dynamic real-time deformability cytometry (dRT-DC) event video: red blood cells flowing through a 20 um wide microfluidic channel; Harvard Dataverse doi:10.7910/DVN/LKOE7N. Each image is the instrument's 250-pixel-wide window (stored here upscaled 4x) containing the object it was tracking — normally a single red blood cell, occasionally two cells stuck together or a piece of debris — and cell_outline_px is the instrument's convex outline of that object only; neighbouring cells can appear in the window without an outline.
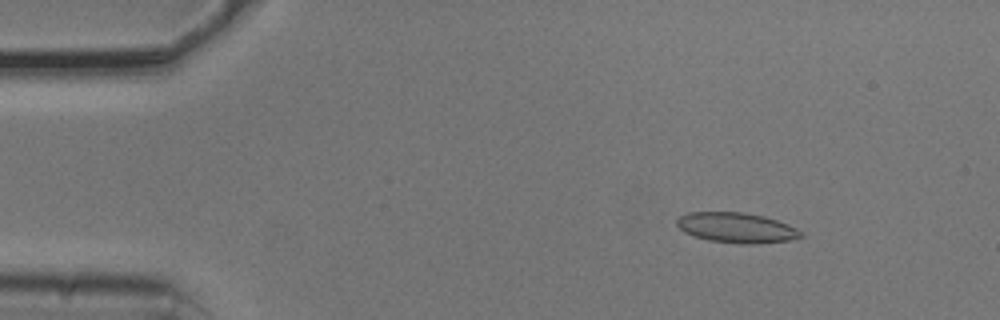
{"species": "common noctule bat (a hibernating species)", "species_latin": "Nyctalus noctula", "temperature_condition": "cold", "stored_images_in_passage": 52, "camera_frame_rate_fps": 3000, "um_per_image_px": 0.085, "animal": {"sex": "male", "body_mass_g": 20.5, "forearm_length_mm": 52.5}, "frame": {"image": 1, "passage_image": 6, "time_ms": 1.667, "image_size_px": [1000, 320], "cell_outline_px": [[804, 236], [788, 240], [756, 244], [740, 244], [708, 240], [684, 232], [676, 224], [676, 220], [680, 216], [688, 212], [744, 212], [764, 216], [788, 224], [804, 232]], "centroid_in_image_um": [62.62, 19.35], "position_along_channel_um": 22.4, "area_um2": 21.85}}
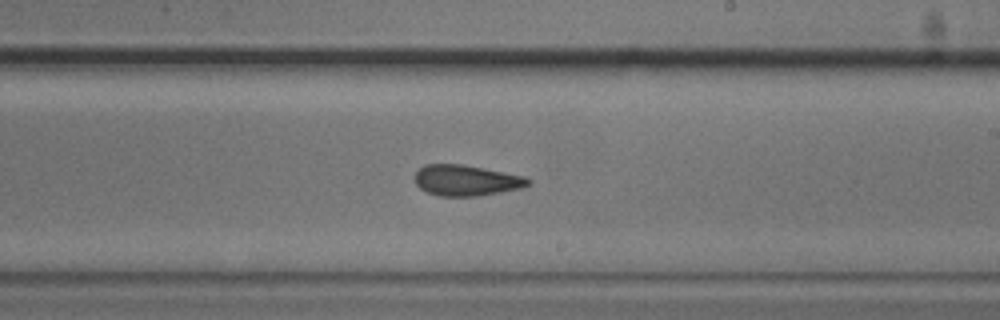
{"frame": {"image": 2, "passage_image": 30, "time_ms": 9.667, "image_size_px": [1000, 320], "cell_outline_px": [[532, 184], [524, 188], [476, 196], [440, 196], [428, 192], [420, 188], [416, 184], [416, 172], [424, 164], [460, 164], [504, 172], [524, 176], [532, 180]], "centroid_in_image_um": [39.67, 15.33], "position_along_channel_um": 249.3, "area_um2": 20.29}}
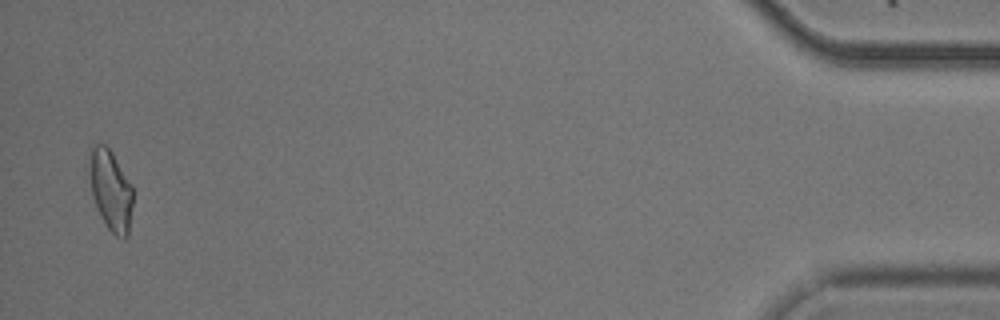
{"frame": {"image": 3, "passage_image": 51, "time_ms": 16.667, "image_size_px": [1000, 320], "cell_outline_px": [[132, 204], [128, 236], [124, 240], [116, 236], [108, 228], [100, 216], [92, 196], [88, 148], [96, 144], [104, 144], [112, 152], [132, 184]], "centroid_in_image_um": [9.41, 16.16], "position_along_channel_um": 425.8, "area_um2": 20.52}, "authors_computed_cell_mechanics": {"area_um2": 20.5479, "velocity_mm_per_s": 3.7718, "shape_relaxation_time_tau1_ms": 7.885, "shape_relaxation_time_tau2_ms": 2.0633, "deformation_change_tau1": 0.1921, "deformation_change_tau2": 0.109}}